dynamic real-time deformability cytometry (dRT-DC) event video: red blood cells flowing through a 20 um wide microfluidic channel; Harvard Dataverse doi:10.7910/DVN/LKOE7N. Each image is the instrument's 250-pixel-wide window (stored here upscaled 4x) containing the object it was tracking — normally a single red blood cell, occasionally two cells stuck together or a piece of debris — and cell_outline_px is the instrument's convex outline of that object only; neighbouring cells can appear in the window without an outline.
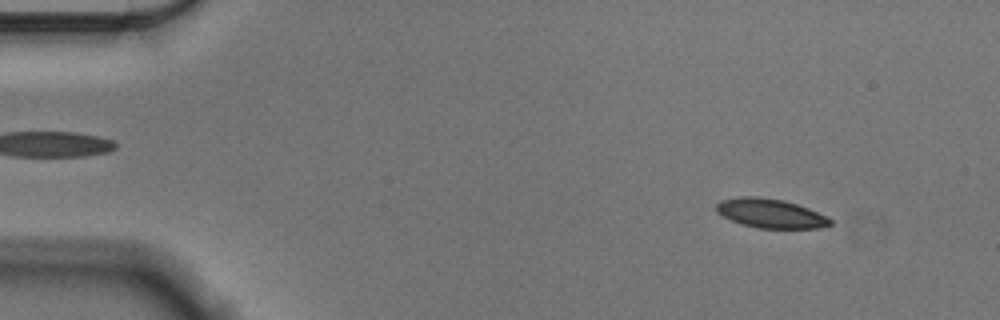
{"species": "Egyptian fruit bat (a non-hibernating species)", "species_latin": "Rousettus aegyptiacus", "temperature_condition": "cold", "stored_images_in_passage": 56, "camera_frame_rate_fps": 3000, "um_per_image_px": 0.085, "animal": {"sex": "male"}, "frame": {"image": 1, "passage_image": 6, "time_ms": 1.667, "image_size_px": [1000, 320], "cell_outline_px": [[832, 224], [820, 228], [756, 228], [732, 220], [716, 212], [716, 204], [720, 200], [740, 196], [756, 196], [784, 200], [808, 208], [832, 220]], "centroid_in_image_um": [65.47, 18.13], "position_along_channel_um": 19.5, "area_um2": 19.19}}
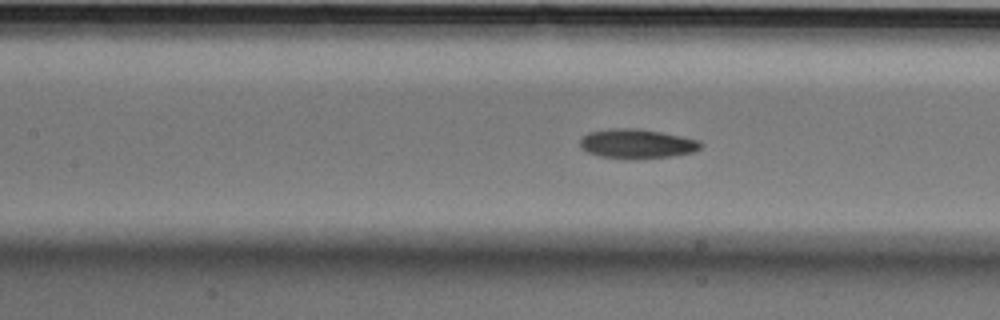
{"frame": {"image": 2, "passage_image": 25, "time_ms": 8.0, "image_size_px": [1000, 320], "cell_outline_px": [[704, 144], [700, 148], [692, 152], [672, 156], [600, 156], [588, 152], [580, 144], [580, 140], [588, 132], [608, 128], [640, 128], [700, 140]], "centroid_in_image_um": [54.16, 12.16], "position_along_channel_um": 153.2, "area_um2": 19.77}}
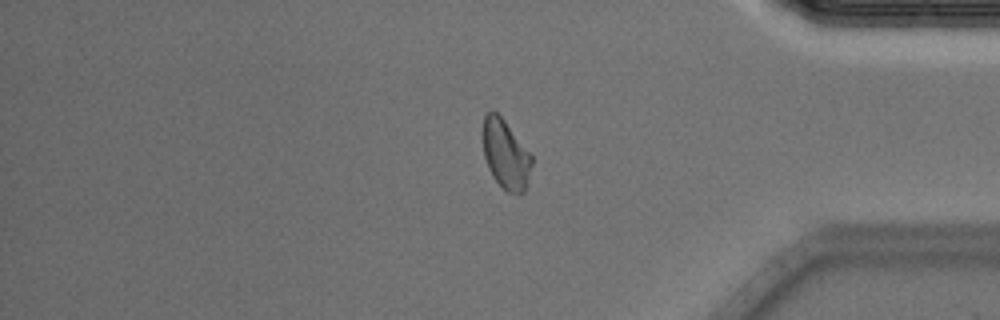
{"frame": {"image": 3, "passage_image": 47, "time_ms": 15.333, "image_size_px": [1000, 320], "cell_outline_px": [[532, 164], [524, 192], [520, 196], [508, 192], [492, 176], [488, 168], [484, 156], [480, 132], [484, 116], [492, 108], [504, 120], [532, 156]], "centroid_in_image_um": [42.93, 13.1], "position_along_channel_um": 392.3, "area_um2": 19.94}, "authors_computed_cell_mechanics": {"area_um2": 19.9121, "velocity_mm_per_s": 3.5465, "shape_relaxation_time_tau1_ms": 4.9889, "shape_relaxation_time_tau2_ms": 5.3746, "deformation_change_tau1": 0.1303, "deformation_change_tau2": 0.1041}}